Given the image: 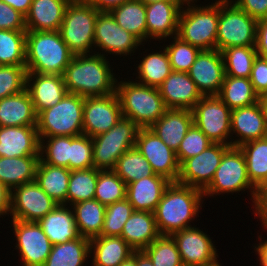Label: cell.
Returning a JSON list of instances; mask_svg holds the SVG:
<instances>
[{
	"mask_svg": "<svg viewBox=\"0 0 267 266\" xmlns=\"http://www.w3.org/2000/svg\"><path fill=\"white\" fill-rule=\"evenodd\" d=\"M117 24L141 43L147 40L146 8L139 0L125 2L110 12Z\"/></svg>",
	"mask_w": 267,
	"mask_h": 266,
	"instance_id": "d590c367",
	"label": "cell"
},
{
	"mask_svg": "<svg viewBox=\"0 0 267 266\" xmlns=\"http://www.w3.org/2000/svg\"><path fill=\"white\" fill-rule=\"evenodd\" d=\"M136 266H154L149 256L142 250L136 251Z\"/></svg>",
	"mask_w": 267,
	"mask_h": 266,
	"instance_id": "be15d7a7",
	"label": "cell"
},
{
	"mask_svg": "<svg viewBox=\"0 0 267 266\" xmlns=\"http://www.w3.org/2000/svg\"><path fill=\"white\" fill-rule=\"evenodd\" d=\"M71 171L66 167L52 166L39 160L35 182L58 204L67 206V191Z\"/></svg>",
	"mask_w": 267,
	"mask_h": 266,
	"instance_id": "d6a6232c",
	"label": "cell"
},
{
	"mask_svg": "<svg viewBox=\"0 0 267 266\" xmlns=\"http://www.w3.org/2000/svg\"><path fill=\"white\" fill-rule=\"evenodd\" d=\"M250 82L253 85L255 92L260 96L267 91V60L259 57L254 59Z\"/></svg>",
	"mask_w": 267,
	"mask_h": 266,
	"instance_id": "db71d44e",
	"label": "cell"
},
{
	"mask_svg": "<svg viewBox=\"0 0 267 266\" xmlns=\"http://www.w3.org/2000/svg\"><path fill=\"white\" fill-rule=\"evenodd\" d=\"M154 266H181L182 260L175 240L170 235H160L143 250Z\"/></svg>",
	"mask_w": 267,
	"mask_h": 266,
	"instance_id": "bcb514c9",
	"label": "cell"
},
{
	"mask_svg": "<svg viewBox=\"0 0 267 266\" xmlns=\"http://www.w3.org/2000/svg\"><path fill=\"white\" fill-rule=\"evenodd\" d=\"M26 30H0V66H25Z\"/></svg>",
	"mask_w": 267,
	"mask_h": 266,
	"instance_id": "ab89813d",
	"label": "cell"
},
{
	"mask_svg": "<svg viewBox=\"0 0 267 266\" xmlns=\"http://www.w3.org/2000/svg\"><path fill=\"white\" fill-rule=\"evenodd\" d=\"M181 1H158L146 4L147 39H160L176 36L179 16L183 7Z\"/></svg>",
	"mask_w": 267,
	"mask_h": 266,
	"instance_id": "44dd1931",
	"label": "cell"
},
{
	"mask_svg": "<svg viewBox=\"0 0 267 266\" xmlns=\"http://www.w3.org/2000/svg\"><path fill=\"white\" fill-rule=\"evenodd\" d=\"M239 148L246 161L248 177L258 189L267 181V137L249 141Z\"/></svg>",
	"mask_w": 267,
	"mask_h": 266,
	"instance_id": "74e56055",
	"label": "cell"
},
{
	"mask_svg": "<svg viewBox=\"0 0 267 266\" xmlns=\"http://www.w3.org/2000/svg\"><path fill=\"white\" fill-rule=\"evenodd\" d=\"M143 45L134 35L122 29L110 12H99L95 22L94 48L109 55H129Z\"/></svg>",
	"mask_w": 267,
	"mask_h": 266,
	"instance_id": "2e32d148",
	"label": "cell"
},
{
	"mask_svg": "<svg viewBox=\"0 0 267 266\" xmlns=\"http://www.w3.org/2000/svg\"><path fill=\"white\" fill-rule=\"evenodd\" d=\"M123 117L140 128H150L167 110L159 88L134 81H120L116 85Z\"/></svg>",
	"mask_w": 267,
	"mask_h": 266,
	"instance_id": "277c9868",
	"label": "cell"
},
{
	"mask_svg": "<svg viewBox=\"0 0 267 266\" xmlns=\"http://www.w3.org/2000/svg\"><path fill=\"white\" fill-rule=\"evenodd\" d=\"M16 236V249L21 254L22 265L43 266L49 256L52 243L37 222L11 221Z\"/></svg>",
	"mask_w": 267,
	"mask_h": 266,
	"instance_id": "e0dca14e",
	"label": "cell"
},
{
	"mask_svg": "<svg viewBox=\"0 0 267 266\" xmlns=\"http://www.w3.org/2000/svg\"><path fill=\"white\" fill-rule=\"evenodd\" d=\"M98 179V169L91 167L88 169L72 170L67 191V204L94 199L95 188Z\"/></svg>",
	"mask_w": 267,
	"mask_h": 266,
	"instance_id": "7bdbcfd3",
	"label": "cell"
},
{
	"mask_svg": "<svg viewBox=\"0 0 267 266\" xmlns=\"http://www.w3.org/2000/svg\"><path fill=\"white\" fill-rule=\"evenodd\" d=\"M218 97L231 109L247 107L259 101L250 79L225 75Z\"/></svg>",
	"mask_w": 267,
	"mask_h": 266,
	"instance_id": "8d00e7d4",
	"label": "cell"
},
{
	"mask_svg": "<svg viewBox=\"0 0 267 266\" xmlns=\"http://www.w3.org/2000/svg\"><path fill=\"white\" fill-rule=\"evenodd\" d=\"M176 242L182 263L205 266L217 261V250L212 239L201 229L185 228L171 235Z\"/></svg>",
	"mask_w": 267,
	"mask_h": 266,
	"instance_id": "d6986e66",
	"label": "cell"
},
{
	"mask_svg": "<svg viewBox=\"0 0 267 266\" xmlns=\"http://www.w3.org/2000/svg\"><path fill=\"white\" fill-rule=\"evenodd\" d=\"M10 194L11 191L0 182V217L10 212Z\"/></svg>",
	"mask_w": 267,
	"mask_h": 266,
	"instance_id": "91938a15",
	"label": "cell"
},
{
	"mask_svg": "<svg viewBox=\"0 0 267 266\" xmlns=\"http://www.w3.org/2000/svg\"><path fill=\"white\" fill-rule=\"evenodd\" d=\"M122 117L121 105L116 92L105 96L84 97V135L93 138L108 132Z\"/></svg>",
	"mask_w": 267,
	"mask_h": 266,
	"instance_id": "5bb4252c",
	"label": "cell"
},
{
	"mask_svg": "<svg viewBox=\"0 0 267 266\" xmlns=\"http://www.w3.org/2000/svg\"><path fill=\"white\" fill-rule=\"evenodd\" d=\"M139 1H142L146 5V4H151V3L158 2V1H180V0H139Z\"/></svg>",
	"mask_w": 267,
	"mask_h": 266,
	"instance_id": "003e7915",
	"label": "cell"
},
{
	"mask_svg": "<svg viewBox=\"0 0 267 266\" xmlns=\"http://www.w3.org/2000/svg\"><path fill=\"white\" fill-rule=\"evenodd\" d=\"M258 238H260V243L256 244L257 246H254V249L259 256L260 265L267 266V239L263 241L262 237L259 236Z\"/></svg>",
	"mask_w": 267,
	"mask_h": 266,
	"instance_id": "6125c7cd",
	"label": "cell"
},
{
	"mask_svg": "<svg viewBox=\"0 0 267 266\" xmlns=\"http://www.w3.org/2000/svg\"><path fill=\"white\" fill-rule=\"evenodd\" d=\"M257 22L233 1L219 0L216 49L221 52L228 47L255 46Z\"/></svg>",
	"mask_w": 267,
	"mask_h": 266,
	"instance_id": "ba28073f",
	"label": "cell"
},
{
	"mask_svg": "<svg viewBox=\"0 0 267 266\" xmlns=\"http://www.w3.org/2000/svg\"><path fill=\"white\" fill-rule=\"evenodd\" d=\"M36 126L0 127V157L40 156Z\"/></svg>",
	"mask_w": 267,
	"mask_h": 266,
	"instance_id": "cb8c5ba5",
	"label": "cell"
},
{
	"mask_svg": "<svg viewBox=\"0 0 267 266\" xmlns=\"http://www.w3.org/2000/svg\"><path fill=\"white\" fill-rule=\"evenodd\" d=\"M259 102H260V104L262 106V109L264 110V112L267 115V91H265L264 93H262L259 96Z\"/></svg>",
	"mask_w": 267,
	"mask_h": 266,
	"instance_id": "03108f58",
	"label": "cell"
},
{
	"mask_svg": "<svg viewBox=\"0 0 267 266\" xmlns=\"http://www.w3.org/2000/svg\"><path fill=\"white\" fill-rule=\"evenodd\" d=\"M203 197V190L171 182L154 211L159 233L171 236L177 231L192 227L189 224L203 207Z\"/></svg>",
	"mask_w": 267,
	"mask_h": 266,
	"instance_id": "7a4b0ae2",
	"label": "cell"
},
{
	"mask_svg": "<svg viewBox=\"0 0 267 266\" xmlns=\"http://www.w3.org/2000/svg\"><path fill=\"white\" fill-rule=\"evenodd\" d=\"M90 255V239L79 236L66 243L52 245L43 266H83Z\"/></svg>",
	"mask_w": 267,
	"mask_h": 266,
	"instance_id": "e575fe53",
	"label": "cell"
},
{
	"mask_svg": "<svg viewBox=\"0 0 267 266\" xmlns=\"http://www.w3.org/2000/svg\"><path fill=\"white\" fill-rule=\"evenodd\" d=\"M37 126V114L28 91L0 99V127Z\"/></svg>",
	"mask_w": 267,
	"mask_h": 266,
	"instance_id": "f546056e",
	"label": "cell"
},
{
	"mask_svg": "<svg viewBox=\"0 0 267 266\" xmlns=\"http://www.w3.org/2000/svg\"><path fill=\"white\" fill-rule=\"evenodd\" d=\"M40 156L0 157V182L10 191L35 181Z\"/></svg>",
	"mask_w": 267,
	"mask_h": 266,
	"instance_id": "1f68e13d",
	"label": "cell"
},
{
	"mask_svg": "<svg viewBox=\"0 0 267 266\" xmlns=\"http://www.w3.org/2000/svg\"><path fill=\"white\" fill-rule=\"evenodd\" d=\"M171 38L174 41L165 46L171 69L175 72H188L201 50L183 41L177 35Z\"/></svg>",
	"mask_w": 267,
	"mask_h": 266,
	"instance_id": "7dc6e473",
	"label": "cell"
},
{
	"mask_svg": "<svg viewBox=\"0 0 267 266\" xmlns=\"http://www.w3.org/2000/svg\"><path fill=\"white\" fill-rule=\"evenodd\" d=\"M221 54L227 76L250 78L253 61L257 57L255 46L228 47Z\"/></svg>",
	"mask_w": 267,
	"mask_h": 266,
	"instance_id": "b9f144b4",
	"label": "cell"
},
{
	"mask_svg": "<svg viewBox=\"0 0 267 266\" xmlns=\"http://www.w3.org/2000/svg\"><path fill=\"white\" fill-rule=\"evenodd\" d=\"M0 30H26L25 16L1 0Z\"/></svg>",
	"mask_w": 267,
	"mask_h": 266,
	"instance_id": "f5cc1de1",
	"label": "cell"
},
{
	"mask_svg": "<svg viewBox=\"0 0 267 266\" xmlns=\"http://www.w3.org/2000/svg\"><path fill=\"white\" fill-rule=\"evenodd\" d=\"M185 6H186V3H194V1L196 0H180Z\"/></svg>",
	"mask_w": 267,
	"mask_h": 266,
	"instance_id": "a7ac6f4b",
	"label": "cell"
},
{
	"mask_svg": "<svg viewBox=\"0 0 267 266\" xmlns=\"http://www.w3.org/2000/svg\"><path fill=\"white\" fill-rule=\"evenodd\" d=\"M121 236H98L90 239L93 266H119L134 252Z\"/></svg>",
	"mask_w": 267,
	"mask_h": 266,
	"instance_id": "4dcf8cb0",
	"label": "cell"
},
{
	"mask_svg": "<svg viewBox=\"0 0 267 266\" xmlns=\"http://www.w3.org/2000/svg\"><path fill=\"white\" fill-rule=\"evenodd\" d=\"M45 140H47L46 144L44 143ZM39 154L40 159L44 163L52 166L66 167L69 169L70 136H52L41 138Z\"/></svg>",
	"mask_w": 267,
	"mask_h": 266,
	"instance_id": "f6af8a7d",
	"label": "cell"
},
{
	"mask_svg": "<svg viewBox=\"0 0 267 266\" xmlns=\"http://www.w3.org/2000/svg\"><path fill=\"white\" fill-rule=\"evenodd\" d=\"M158 88L167 109L192 110L203 97L187 72L172 71Z\"/></svg>",
	"mask_w": 267,
	"mask_h": 266,
	"instance_id": "603a6c76",
	"label": "cell"
},
{
	"mask_svg": "<svg viewBox=\"0 0 267 266\" xmlns=\"http://www.w3.org/2000/svg\"><path fill=\"white\" fill-rule=\"evenodd\" d=\"M254 203L255 217L259 216L262 227L267 229V181L258 189Z\"/></svg>",
	"mask_w": 267,
	"mask_h": 266,
	"instance_id": "9f6ffc18",
	"label": "cell"
},
{
	"mask_svg": "<svg viewBox=\"0 0 267 266\" xmlns=\"http://www.w3.org/2000/svg\"><path fill=\"white\" fill-rule=\"evenodd\" d=\"M84 97L67 93L56 105L37 115L39 140L52 136H79L83 134Z\"/></svg>",
	"mask_w": 267,
	"mask_h": 266,
	"instance_id": "52a82bcc",
	"label": "cell"
},
{
	"mask_svg": "<svg viewBox=\"0 0 267 266\" xmlns=\"http://www.w3.org/2000/svg\"><path fill=\"white\" fill-rule=\"evenodd\" d=\"M26 75V66H0V99L25 90Z\"/></svg>",
	"mask_w": 267,
	"mask_h": 266,
	"instance_id": "f907efd6",
	"label": "cell"
},
{
	"mask_svg": "<svg viewBox=\"0 0 267 266\" xmlns=\"http://www.w3.org/2000/svg\"><path fill=\"white\" fill-rule=\"evenodd\" d=\"M71 0H32L25 16L26 31H59Z\"/></svg>",
	"mask_w": 267,
	"mask_h": 266,
	"instance_id": "4316f807",
	"label": "cell"
},
{
	"mask_svg": "<svg viewBox=\"0 0 267 266\" xmlns=\"http://www.w3.org/2000/svg\"><path fill=\"white\" fill-rule=\"evenodd\" d=\"M170 183L171 181L158 174L141 178L127 184L126 199L134 211L154 212Z\"/></svg>",
	"mask_w": 267,
	"mask_h": 266,
	"instance_id": "d4e9b609",
	"label": "cell"
},
{
	"mask_svg": "<svg viewBox=\"0 0 267 266\" xmlns=\"http://www.w3.org/2000/svg\"><path fill=\"white\" fill-rule=\"evenodd\" d=\"M26 16L30 10L32 0H1Z\"/></svg>",
	"mask_w": 267,
	"mask_h": 266,
	"instance_id": "94428289",
	"label": "cell"
},
{
	"mask_svg": "<svg viewBox=\"0 0 267 266\" xmlns=\"http://www.w3.org/2000/svg\"><path fill=\"white\" fill-rule=\"evenodd\" d=\"M99 12H111L114 8L133 0H87Z\"/></svg>",
	"mask_w": 267,
	"mask_h": 266,
	"instance_id": "680465c9",
	"label": "cell"
},
{
	"mask_svg": "<svg viewBox=\"0 0 267 266\" xmlns=\"http://www.w3.org/2000/svg\"><path fill=\"white\" fill-rule=\"evenodd\" d=\"M127 184L113 170H99L94 199L108 206L126 199Z\"/></svg>",
	"mask_w": 267,
	"mask_h": 266,
	"instance_id": "ee69618b",
	"label": "cell"
},
{
	"mask_svg": "<svg viewBox=\"0 0 267 266\" xmlns=\"http://www.w3.org/2000/svg\"><path fill=\"white\" fill-rule=\"evenodd\" d=\"M234 3L257 21L267 19V0H235Z\"/></svg>",
	"mask_w": 267,
	"mask_h": 266,
	"instance_id": "11a10c76",
	"label": "cell"
},
{
	"mask_svg": "<svg viewBox=\"0 0 267 266\" xmlns=\"http://www.w3.org/2000/svg\"><path fill=\"white\" fill-rule=\"evenodd\" d=\"M57 205L58 203L33 181L11 190L9 214L14 220L37 222Z\"/></svg>",
	"mask_w": 267,
	"mask_h": 266,
	"instance_id": "7c38bea8",
	"label": "cell"
},
{
	"mask_svg": "<svg viewBox=\"0 0 267 266\" xmlns=\"http://www.w3.org/2000/svg\"><path fill=\"white\" fill-rule=\"evenodd\" d=\"M229 147L223 143H212L200 154L185 159L180 164L177 182L204 190L211 183Z\"/></svg>",
	"mask_w": 267,
	"mask_h": 266,
	"instance_id": "4fadbf2b",
	"label": "cell"
},
{
	"mask_svg": "<svg viewBox=\"0 0 267 266\" xmlns=\"http://www.w3.org/2000/svg\"><path fill=\"white\" fill-rule=\"evenodd\" d=\"M135 147L148 160L155 174L171 182L178 181L180 164L176 152L169 148L150 128H141Z\"/></svg>",
	"mask_w": 267,
	"mask_h": 266,
	"instance_id": "9a60e30c",
	"label": "cell"
},
{
	"mask_svg": "<svg viewBox=\"0 0 267 266\" xmlns=\"http://www.w3.org/2000/svg\"><path fill=\"white\" fill-rule=\"evenodd\" d=\"M246 188L251 190V198L255 201L257 188L248 177L243 152L239 147L230 146L223 154L211 183L203 190L204 196L236 193Z\"/></svg>",
	"mask_w": 267,
	"mask_h": 266,
	"instance_id": "30bf717a",
	"label": "cell"
},
{
	"mask_svg": "<svg viewBox=\"0 0 267 266\" xmlns=\"http://www.w3.org/2000/svg\"><path fill=\"white\" fill-rule=\"evenodd\" d=\"M98 13L99 11L87 0H71L68 3L59 33L74 56L92 53L90 49L94 47Z\"/></svg>",
	"mask_w": 267,
	"mask_h": 266,
	"instance_id": "5b68a950",
	"label": "cell"
},
{
	"mask_svg": "<svg viewBox=\"0 0 267 266\" xmlns=\"http://www.w3.org/2000/svg\"><path fill=\"white\" fill-rule=\"evenodd\" d=\"M191 111L193 124L213 143L231 146V109L218 96H203Z\"/></svg>",
	"mask_w": 267,
	"mask_h": 266,
	"instance_id": "8fae6325",
	"label": "cell"
},
{
	"mask_svg": "<svg viewBox=\"0 0 267 266\" xmlns=\"http://www.w3.org/2000/svg\"><path fill=\"white\" fill-rule=\"evenodd\" d=\"M113 171L126 184L155 175L148 160L136 147L129 149L119 157Z\"/></svg>",
	"mask_w": 267,
	"mask_h": 266,
	"instance_id": "60d3db41",
	"label": "cell"
},
{
	"mask_svg": "<svg viewBox=\"0 0 267 266\" xmlns=\"http://www.w3.org/2000/svg\"><path fill=\"white\" fill-rule=\"evenodd\" d=\"M161 234L154 212L134 211L125 222L121 237L135 251H142Z\"/></svg>",
	"mask_w": 267,
	"mask_h": 266,
	"instance_id": "f1b7e54d",
	"label": "cell"
},
{
	"mask_svg": "<svg viewBox=\"0 0 267 266\" xmlns=\"http://www.w3.org/2000/svg\"><path fill=\"white\" fill-rule=\"evenodd\" d=\"M140 129L131 119L122 117L108 132L93 137L94 167L113 170L119 157L135 147Z\"/></svg>",
	"mask_w": 267,
	"mask_h": 266,
	"instance_id": "9c48e42d",
	"label": "cell"
},
{
	"mask_svg": "<svg viewBox=\"0 0 267 266\" xmlns=\"http://www.w3.org/2000/svg\"><path fill=\"white\" fill-rule=\"evenodd\" d=\"M219 260L215 261L214 263H211L209 265H205V266H222L219 262Z\"/></svg>",
	"mask_w": 267,
	"mask_h": 266,
	"instance_id": "89a4df30",
	"label": "cell"
},
{
	"mask_svg": "<svg viewBox=\"0 0 267 266\" xmlns=\"http://www.w3.org/2000/svg\"><path fill=\"white\" fill-rule=\"evenodd\" d=\"M73 56L63 79L68 93L79 96H105L116 92L118 80L111 73L105 53Z\"/></svg>",
	"mask_w": 267,
	"mask_h": 266,
	"instance_id": "6da1fadb",
	"label": "cell"
},
{
	"mask_svg": "<svg viewBox=\"0 0 267 266\" xmlns=\"http://www.w3.org/2000/svg\"><path fill=\"white\" fill-rule=\"evenodd\" d=\"M255 48L257 55L267 60V19L257 22Z\"/></svg>",
	"mask_w": 267,
	"mask_h": 266,
	"instance_id": "6f0895ef",
	"label": "cell"
},
{
	"mask_svg": "<svg viewBox=\"0 0 267 266\" xmlns=\"http://www.w3.org/2000/svg\"><path fill=\"white\" fill-rule=\"evenodd\" d=\"M25 89L30 95L37 115L56 105L68 93L63 75L27 73Z\"/></svg>",
	"mask_w": 267,
	"mask_h": 266,
	"instance_id": "7402d4cb",
	"label": "cell"
},
{
	"mask_svg": "<svg viewBox=\"0 0 267 266\" xmlns=\"http://www.w3.org/2000/svg\"><path fill=\"white\" fill-rule=\"evenodd\" d=\"M187 73L202 96H218L226 75L221 52L201 50Z\"/></svg>",
	"mask_w": 267,
	"mask_h": 266,
	"instance_id": "ac0fdd59",
	"label": "cell"
},
{
	"mask_svg": "<svg viewBox=\"0 0 267 266\" xmlns=\"http://www.w3.org/2000/svg\"><path fill=\"white\" fill-rule=\"evenodd\" d=\"M73 56L59 31H26L27 73L63 75Z\"/></svg>",
	"mask_w": 267,
	"mask_h": 266,
	"instance_id": "3957f363",
	"label": "cell"
},
{
	"mask_svg": "<svg viewBox=\"0 0 267 266\" xmlns=\"http://www.w3.org/2000/svg\"><path fill=\"white\" fill-rule=\"evenodd\" d=\"M94 167L93 141L88 135L70 136L69 170Z\"/></svg>",
	"mask_w": 267,
	"mask_h": 266,
	"instance_id": "681fc988",
	"label": "cell"
},
{
	"mask_svg": "<svg viewBox=\"0 0 267 266\" xmlns=\"http://www.w3.org/2000/svg\"><path fill=\"white\" fill-rule=\"evenodd\" d=\"M231 134L237 138L231 146L239 147L249 141L267 137V115L260 102L231 110Z\"/></svg>",
	"mask_w": 267,
	"mask_h": 266,
	"instance_id": "ffe728a7",
	"label": "cell"
},
{
	"mask_svg": "<svg viewBox=\"0 0 267 266\" xmlns=\"http://www.w3.org/2000/svg\"><path fill=\"white\" fill-rule=\"evenodd\" d=\"M133 212L134 208L127 199L106 206L100 236H121L125 222Z\"/></svg>",
	"mask_w": 267,
	"mask_h": 266,
	"instance_id": "c3c4849f",
	"label": "cell"
},
{
	"mask_svg": "<svg viewBox=\"0 0 267 266\" xmlns=\"http://www.w3.org/2000/svg\"><path fill=\"white\" fill-rule=\"evenodd\" d=\"M187 3L179 16L177 36L200 50L216 49L219 23V0L207 6Z\"/></svg>",
	"mask_w": 267,
	"mask_h": 266,
	"instance_id": "8992f818",
	"label": "cell"
},
{
	"mask_svg": "<svg viewBox=\"0 0 267 266\" xmlns=\"http://www.w3.org/2000/svg\"><path fill=\"white\" fill-rule=\"evenodd\" d=\"M52 245L66 243L77 239L80 235L77 230L75 214L65 204H58L51 212L37 221Z\"/></svg>",
	"mask_w": 267,
	"mask_h": 266,
	"instance_id": "83f0119b",
	"label": "cell"
},
{
	"mask_svg": "<svg viewBox=\"0 0 267 266\" xmlns=\"http://www.w3.org/2000/svg\"><path fill=\"white\" fill-rule=\"evenodd\" d=\"M77 230L80 236L92 239L101 235L106 206L92 199L73 204Z\"/></svg>",
	"mask_w": 267,
	"mask_h": 266,
	"instance_id": "836d02e7",
	"label": "cell"
},
{
	"mask_svg": "<svg viewBox=\"0 0 267 266\" xmlns=\"http://www.w3.org/2000/svg\"><path fill=\"white\" fill-rule=\"evenodd\" d=\"M193 125V114L187 109H167L150 127L173 151H177L188 130Z\"/></svg>",
	"mask_w": 267,
	"mask_h": 266,
	"instance_id": "484cf974",
	"label": "cell"
},
{
	"mask_svg": "<svg viewBox=\"0 0 267 266\" xmlns=\"http://www.w3.org/2000/svg\"><path fill=\"white\" fill-rule=\"evenodd\" d=\"M119 266H136V251H134L133 254Z\"/></svg>",
	"mask_w": 267,
	"mask_h": 266,
	"instance_id": "e7e4bbea",
	"label": "cell"
},
{
	"mask_svg": "<svg viewBox=\"0 0 267 266\" xmlns=\"http://www.w3.org/2000/svg\"><path fill=\"white\" fill-rule=\"evenodd\" d=\"M138 83L159 87L172 72L168 54L165 50L145 55L138 64Z\"/></svg>",
	"mask_w": 267,
	"mask_h": 266,
	"instance_id": "f35d334b",
	"label": "cell"
},
{
	"mask_svg": "<svg viewBox=\"0 0 267 266\" xmlns=\"http://www.w3.org/2000/svg\"><path fill=\"white\" fill-rule=\"evenodd\" d=\"M212 143L213 142L193 124L176 151L179 164L185 159L200 154Z\"/></svg>",
	"mask_w": 267,
	"mask_h": 266,
	"instance_id": "816d5d0a",
	"label": "cell"
}]
</instances>
